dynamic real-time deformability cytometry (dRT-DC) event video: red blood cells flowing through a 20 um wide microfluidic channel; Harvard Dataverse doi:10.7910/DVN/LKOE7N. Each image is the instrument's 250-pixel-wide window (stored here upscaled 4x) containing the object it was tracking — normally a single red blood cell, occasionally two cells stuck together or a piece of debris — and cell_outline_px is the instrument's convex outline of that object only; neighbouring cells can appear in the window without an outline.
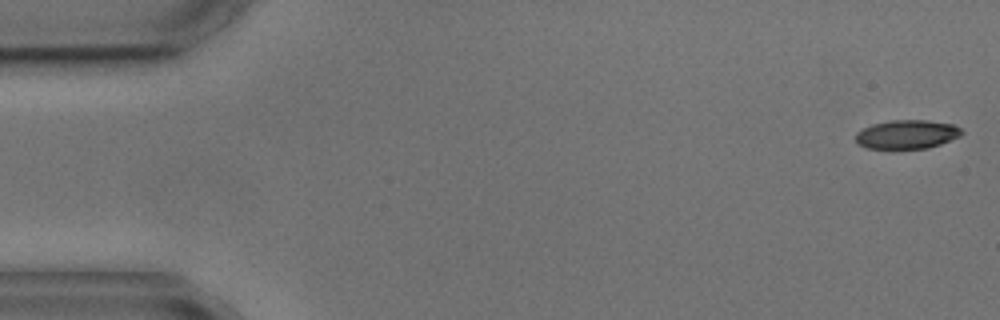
{"species": "common noctule bat (a hibernating species)", "species_latin": "Nyctalus noctula", "temperature_condition": "cold", "stored_images_in_passage": 6, "camera_frame_rate_fps": 3000, "um_per_image_px": 0.085, "animal": {"sex": "male", "body_mass_g": 17.9, "forearm_length_mm": 54.2}, "frame": {"image": 1, "passage_image": 1, "time_ms": 0.0, "image_size_px": [1000, 320], "cell_outline_px": [[964, 132], [960, 136], [940, 144], [928, 148], [868, 148], [860, 144], [856, 140], [856, 132], [872, 124], [892, 120], [928, 120], [952, 124], [960, 128]], "centroid_in_image_um": [77.11, 11.41], "position_along_channel_um": 7.9, "area_um2": 17.63}}